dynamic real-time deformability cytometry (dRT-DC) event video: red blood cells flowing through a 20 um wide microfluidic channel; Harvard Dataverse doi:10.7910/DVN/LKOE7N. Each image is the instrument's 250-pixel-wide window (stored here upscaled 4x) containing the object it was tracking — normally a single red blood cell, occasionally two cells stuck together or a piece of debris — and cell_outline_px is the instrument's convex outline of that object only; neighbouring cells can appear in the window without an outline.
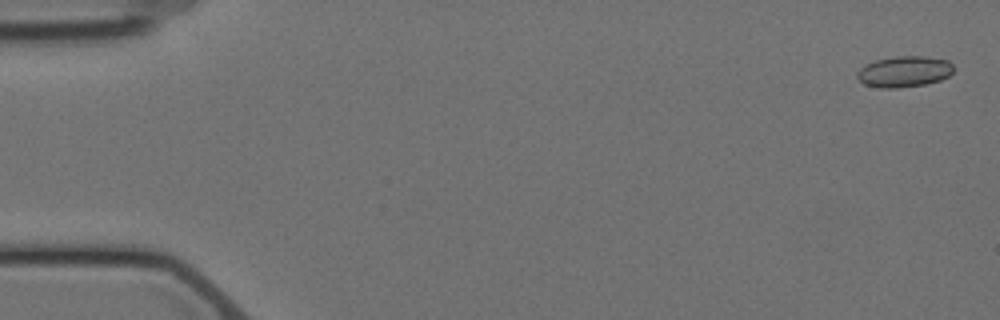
{"species": "Egyptian fruit bat (a non-hibernating species)", "species_latin": "Rousettus aegyptiacus", "temperature_condition": "cold", "stored_images_in_passage": 5, "camera_frame_rate_fps": 3000, "um_per_image_px": 0.085, "animal": {"sex": "female"}, "frame": {"image": 1, "passage_image": 1, "time_ms": 0.0, "image_size_px": [1000, 320], "cell_outline_px": [[956, 68], [948, 76], [940, 80], [924, 84], [900, 88], [880, 88], [864, 84], [856, 76], [856, 72], [860, 68], [876, 60], [896, 56], [924, 56], [948, 60]], "centroid_in_image_um": [76.87, 6.08], "position_along_channel_um": 8.1, "area_um2": 17.46}}
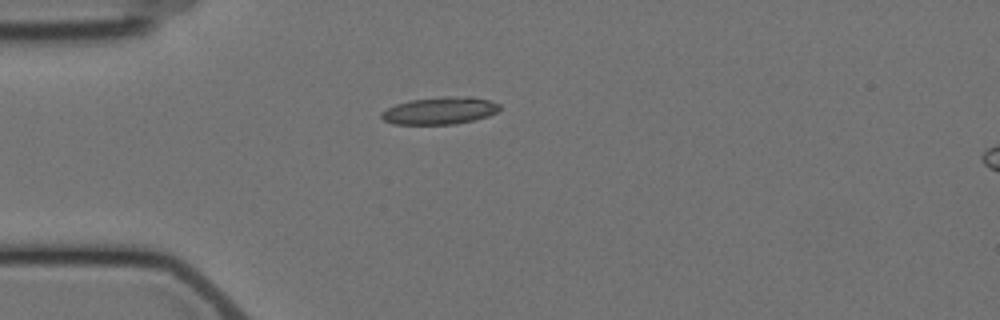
{"frame": {"image": 2, "passage_image": 5, "time_ms": 4.667, "image_size_px": [1000, 320], "cell_outline_px": [[500, 108], [496, 112], [488, 116], [472, 120], [452, 124], [392, 124], [384, 120], [380, 116], [380, 112], [396, 104], [412, 100], [444, 96], [472, 96], [488, 100], [500, 104]], "centroid_in_image_um": [37.38, 9.4], "position_along_channel_um": 47.6, "area_um2": 18.73}}